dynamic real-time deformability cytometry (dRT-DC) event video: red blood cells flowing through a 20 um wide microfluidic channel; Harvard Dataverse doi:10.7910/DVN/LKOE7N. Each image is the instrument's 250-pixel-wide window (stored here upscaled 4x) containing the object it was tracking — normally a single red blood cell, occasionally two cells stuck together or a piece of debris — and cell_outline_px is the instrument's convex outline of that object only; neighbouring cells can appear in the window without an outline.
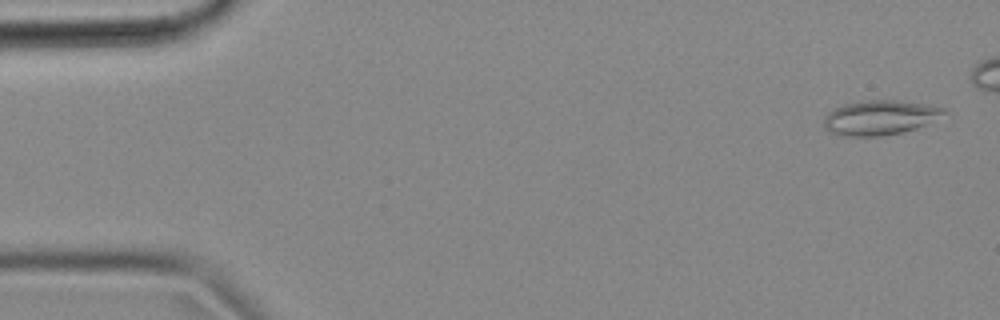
{"species": "common noctule bat (a hibernating species)", "species_latin": "Nyctalus noctula", "temperature_condition": "cold", "stored_images_in_passage": 47, "camera_frame_rate_fps": 3000, "um_per_image_px": 0.085, "animal": {"sex": "female", "body_mass_g": 18.4}, "frame": {"image": 1, "passage_image": 2, "time_ms": 0.333, "image_size_px": [1000, 320], "cell_outline_px": [[948, 112], [916, 128], [904, 132], [880, 136], [844, 136], [828, 132], [824, 128], [824, 116], [828, 112], [844, 104], [860, 100], [896, 100], [924, 104], [944, 108]], "centroid_in_image_um": [74.73, 9.99], "position_along_channel_um": 10.3, "area_um2": 24.16}}
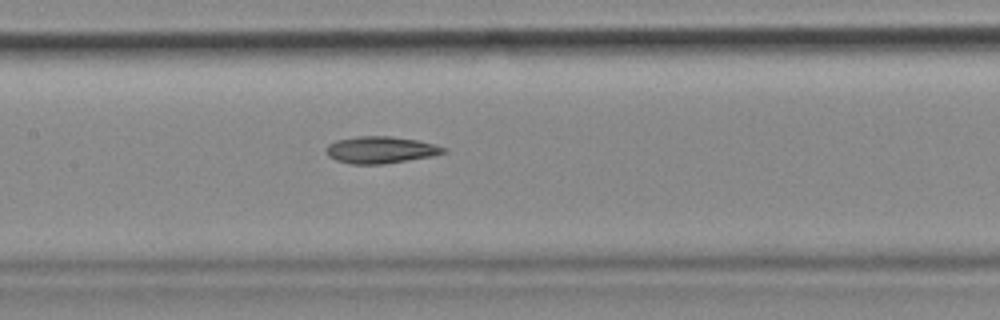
{"frame": {"image": 2, "passage_image": 25, "time_ms": 8.0, "image_size_px": [1000, 320], "cell_outline_px": [[448, 152], [432, 156], [384, 164], [352, 164], [336, 160], [328, 156], [324, 148], [328, 144], [336, 140], [360, 136], [388, 136], [416, 140], [448, 148]], "centroid_in_image_um": [32.34, 12.74], "position_along_channel_um": 175.1, "area_um2": 18.38}}
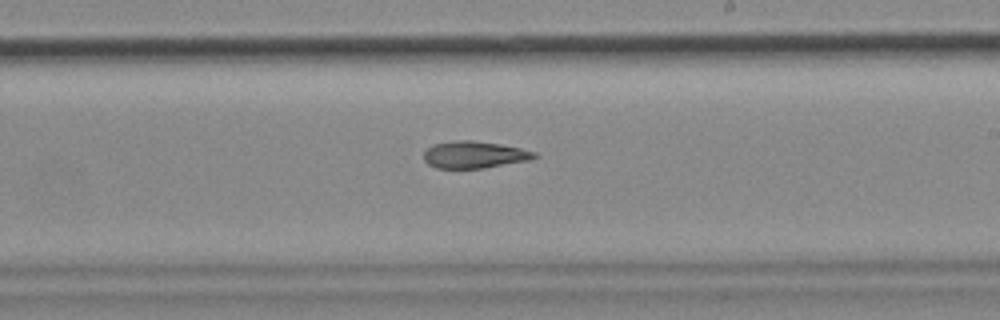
{"frame": {"image": 3, "passage_image": 31, "time_ms": 10.0, "image_size_px": [1000, 320], "cell_outline_px": [[540, 156], [532, 160], [484, 168], [436, 168], [428, 164], [424, 160], [424, 152], [432, 144], [456, 140], [472, 140], [500, 144], [520, 148], [536, 152]], "centroid_in_image_um": [40.35, 13.15], "position_along_channel_um": 248.7, "area_um2": 17.57}}